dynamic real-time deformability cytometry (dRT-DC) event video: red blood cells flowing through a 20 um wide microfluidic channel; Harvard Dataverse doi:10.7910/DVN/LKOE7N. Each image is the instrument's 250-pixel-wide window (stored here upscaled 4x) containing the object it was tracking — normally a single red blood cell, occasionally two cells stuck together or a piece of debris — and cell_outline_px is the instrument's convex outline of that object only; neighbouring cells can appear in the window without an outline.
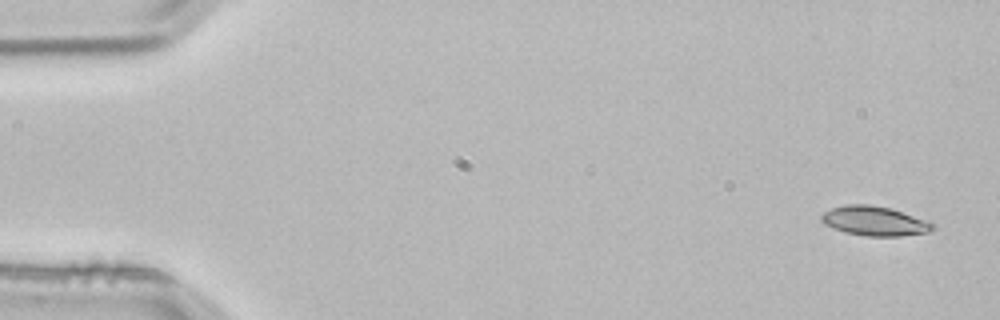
{"species": "common noctule bat (a hibernating species)", "species_latin": "Nyctalus noctula", "temperature_condition": "room temperature", "stored_images_in_passage": 3, "camera_frame_rate_fps": 3000, "um_per_image_px": 0.085, "animal": {"sex": "male", "body_mass_g": 21.5, "forearm_length_mm": 52.0}, "frame": {"image": 1, "passage_image": 1, "time_ms": 0.0, "image_size_px": [1000, 320], "cell_outline_px": [[936, 228], [928, 232], [900, 236], [864, 236], [844, 232], [832, 228], [824, 224], [820, 220], [820, 216], [824, 212], [832, 208], [844, 204], [868, 204], [892, 208], [932, 220], [936, 224]], "centroid_in_image_um": [74.39, 18.78], "position_along_channel_um": 10.6, "area_um2": 19.71}}
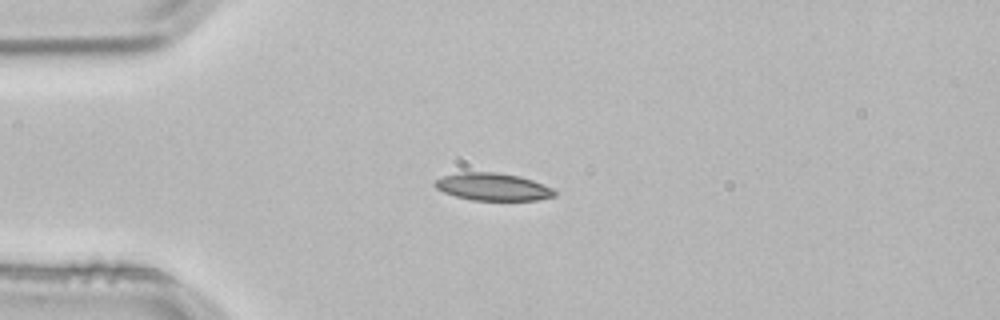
{"frame": {"image": 2, "passage_image": 3, "time_ms": 0.667, "image_size_px": [1000, 320], "cell_outline_px": [[556, 196], [536, 200], [472, 200], [456, 196], [444, 192], [436, 188], [432, 184], [436, 180], [444, 176], [460, 172], [496, 172], [520, 176], [532, 180], [552, 188], [556, 192]], "centroid_in_image_um": [41.89, 15.88], "position_along_channel_um": 43.1, "area_um2": 19.07}}